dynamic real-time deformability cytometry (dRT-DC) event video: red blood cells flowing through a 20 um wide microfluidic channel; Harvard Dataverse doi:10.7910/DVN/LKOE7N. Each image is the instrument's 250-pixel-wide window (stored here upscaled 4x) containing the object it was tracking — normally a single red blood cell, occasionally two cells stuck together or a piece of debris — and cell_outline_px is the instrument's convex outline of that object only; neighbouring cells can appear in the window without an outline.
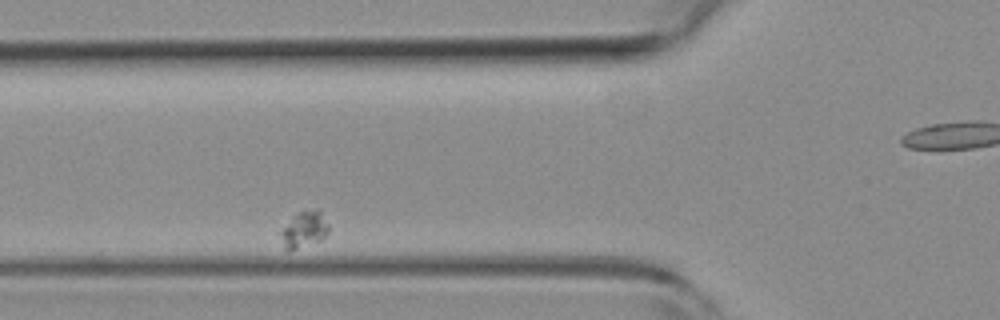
{"species": "common noctule bat (a hibernating species)", "species_latin": "Nyctalus noctula", "temperature_condition": "room temperature", "stored_images_in_passage": 39, "camera_frame_rate_fps": 3000, "um_per_image_px": 0.085, "animal": {"sex": "female", "body_mass_g": 19.3, "forearm_length_mm": 54.1}, "frame": {"image": 1, "passage_image": 6, "time_ms": 1.667, "image_size_px": [1000, 320], "cell_outline_px": [[328, 232], [320, 240], [288, 252], [284, 248], [280, 232], [292, 216], [300, 212], [316, 208], [320, 208], [328, 224]], "centroid_in_image_um": [25.85, 19.49], "position_along_channel_um": 99.9, "area_um2": 10.12}}
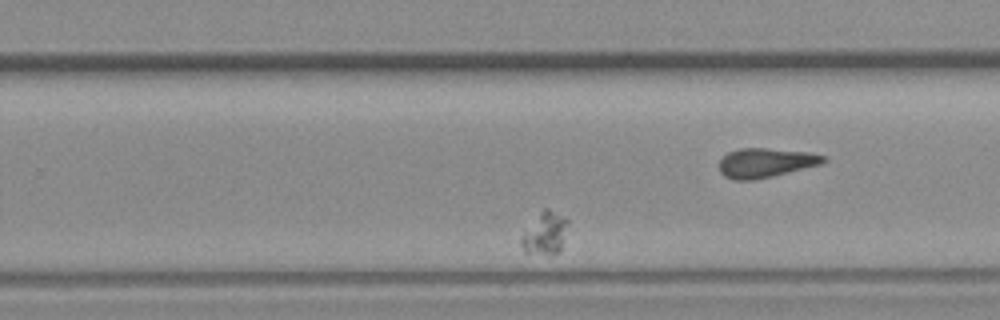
{"frame": {"image": 2, "passage_image": 25, "time_ms": 8.0, "image_size_px": [1000, 320], "cell_outline_px": [[568, 224], [560, 252], [524, 252], [520, 244], [520, 240], [540, 212], [544, 208], [548, 208], [564, 216], [568, 220]], "centroid_in_image_um": [46.36, 19.8], "position_along_channel_um": 283.4, "area_um2": 10.92}}
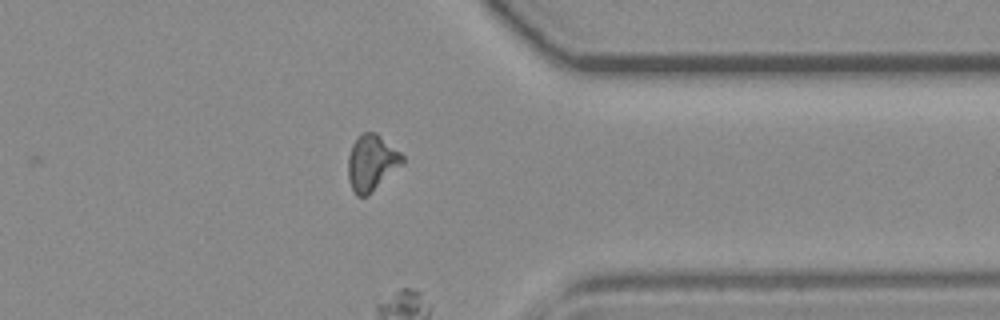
{"frame": {"image": 3, "passage_image": 35, "time_ms": 11.333, "image_size_px": [1000, 320], "cell_outline_px": [[404, 164], [368, 196], [356, 196], [352, 188], [348, 176], [348, 156], [352, 144], [360, 132], [376, 132], [400, 152], [404, 156]], "centroid_in_image_um": [31.6, 13.83], "position_along_channel_um": 379.8, "area_um2": 17.98}}